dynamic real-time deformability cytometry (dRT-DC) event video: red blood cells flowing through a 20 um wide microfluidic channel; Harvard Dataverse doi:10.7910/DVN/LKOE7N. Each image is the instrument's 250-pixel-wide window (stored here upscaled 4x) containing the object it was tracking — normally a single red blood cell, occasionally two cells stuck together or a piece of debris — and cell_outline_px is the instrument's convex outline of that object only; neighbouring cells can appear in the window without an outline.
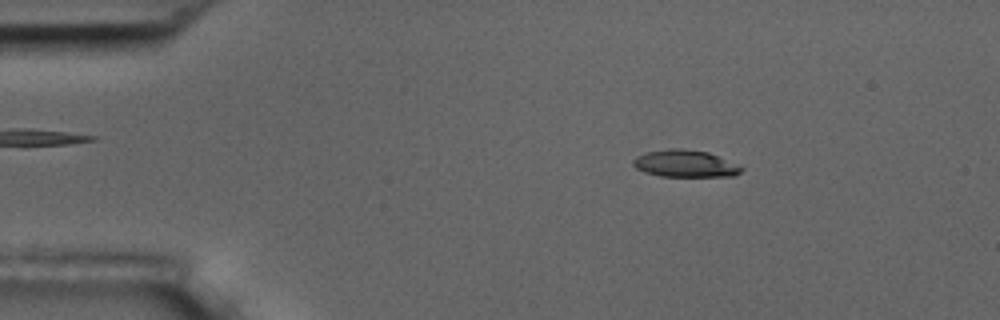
{"species": "common noctule bat (a hibernating species)", "species_latin": "Nyctalus noctula", "temperature_condition": "room temperature", "stored_images_in_passage": 3, "camera_frame_rate_fps": 3000, "um_per_image_px": 0.085, "animal": {"sex": "male", "body_mass_g": 17.5, "forearm_length_mm": 52.3}, "frame": {"image": 1, "passage_image": 1, "time_ms": 0.0, "image_size_px": [1000, 320], "cell_outline_px": [[744, 168], [736, 176], [660, 176], [644, 172], [636, 168], [632, 164], [632, 160], [636, 156], [648, 152], [668, 148], [680, 148], [708, 152], [740, 164]], "centroid_in_image_um": [58.26, 13.9], "position_along_channel_um": 26.7, "area_um2": 17.22}}